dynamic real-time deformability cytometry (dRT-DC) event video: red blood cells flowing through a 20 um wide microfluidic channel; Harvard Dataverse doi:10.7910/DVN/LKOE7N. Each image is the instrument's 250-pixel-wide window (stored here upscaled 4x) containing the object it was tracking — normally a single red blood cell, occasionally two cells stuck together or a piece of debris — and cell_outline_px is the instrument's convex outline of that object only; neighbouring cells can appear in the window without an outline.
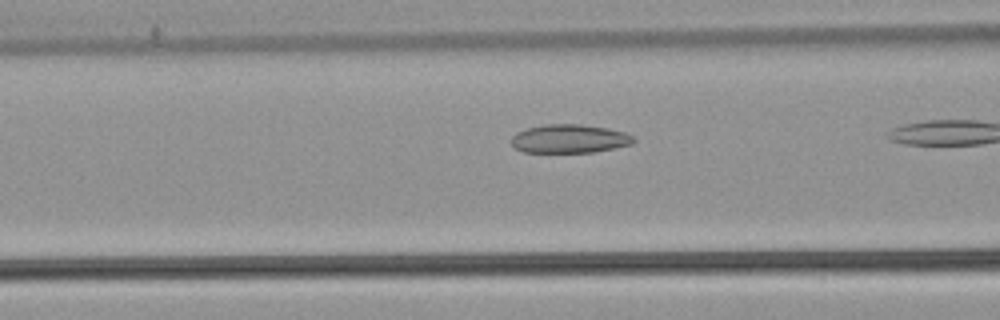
{"species": "common noctule bat (a hibernating species)", "species_latin": "Nyctalus noctula", "temperature_condition": "warm", "stored_images_in_passage": 13, "camera_frame_rate_fps": 3000, "um_per_image_px": 0.085, "animal": {"sex": "male", "body_mass_g": 21.5, "forearm_length_mm": 52.0}, "frame": {"image": 1, "passage_image": 8, "time_ms": 2.333, "image_size_px": [1000, 320], "cell_outline_px": [[636, 140], [632, 144], [616, 148], [592, 152], [524, 152], [516, 148], [512, 144], [512, 136], [516, 132], [528, 128], [544, 124], [580, 124], [608, 128], [624, 132], [632, 136]], "centroid_in_image_um": [48.42, 11.79], "position_along_channel_um": 118.2, "area_um2": 20.35}}
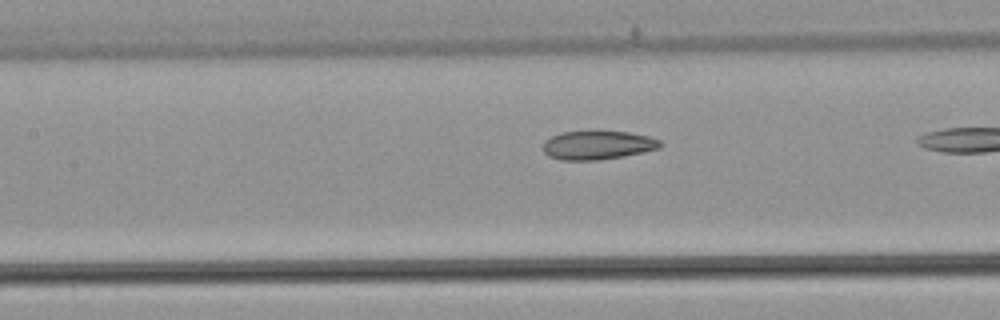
{"frame": {"image": 2, "passage_image": 11, "time_ms": 3.333, "image_size_px": [1000, 320], "cell_outline_px": [[664, 144], [660, 148], [644, 152], [624, 156], [600, 160], [560, 160], [548, 156], [544, 152], [544, 140], [552, 136], [564, 132], [628, 132], [648, 136], [660, 140]], "centroid_in_image_um": [50.83, 12.35], "position_along_channel_um": 156.6, "area_um2": 19.54}}